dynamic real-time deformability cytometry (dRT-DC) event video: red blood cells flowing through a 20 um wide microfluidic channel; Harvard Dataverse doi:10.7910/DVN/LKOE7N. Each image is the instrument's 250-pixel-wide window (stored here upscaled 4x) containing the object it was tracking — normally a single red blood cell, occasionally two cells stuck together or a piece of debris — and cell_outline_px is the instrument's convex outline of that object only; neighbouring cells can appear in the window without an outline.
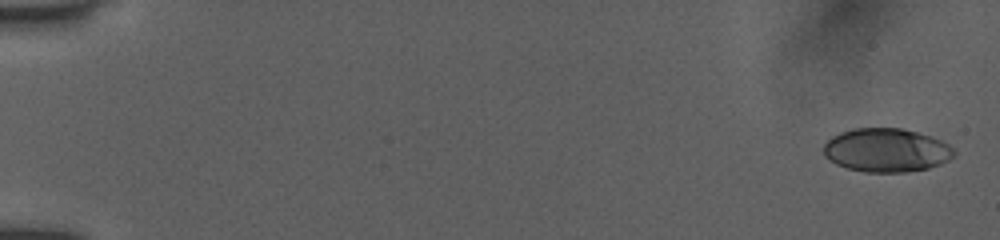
{"species": "human", "species_latin": "Homo sapiens", "temperature_condition": "room temperature", "stored_images_in_passage": 23, "camera_frame_rate_fps": 3000, "um_per_image_px": 0.085, "donor": {"sex": "female"}, "frame": {"image": 1, "passage_image": 1, "time_ms": 0.0, "image_size_px": [1000, 240], "cell_outline_px": [[956, 156], [940, 164], [928, 168], [904, 172], [864, 172], [848, 168], [836, 164], [824, 156], [824, 144], [832, 136], [840, 132], [852, 128], [904, 128], [940, 140], [948, 144], [956, 152]], "centroid_in_image_um": [75.33, 12.76], "position_along_channel_um": 9.7, "area_um2": 33.18}}
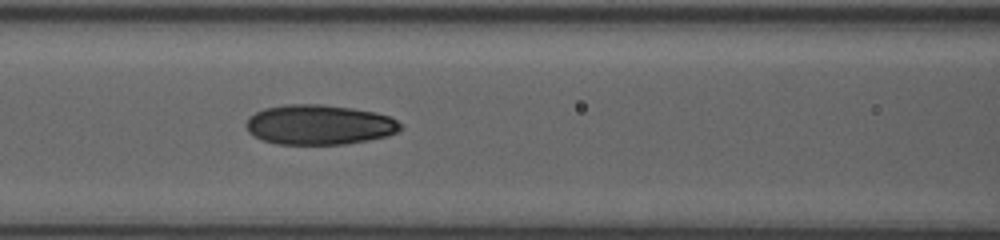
{"frame": {"image": 2, "passage_image": 17, "time_ms": 7.667, "image_size_px": [1000, 240], "cell_outline_px": [[400, 128], [396, 132], [388, 136], [368, 140], [344, 144], [276, 144], [264, 140], [248, 132], [244, 124], [248, 116], [264, 108], [284, 104], [320, 104], [352, 108], [376, 112], [388, 116], [396, 120], [400, 124]], "centroid_in_image_um": [27.09, 10.59], "position_along_channel_um": 139.5, "area_um2": 35.95}}
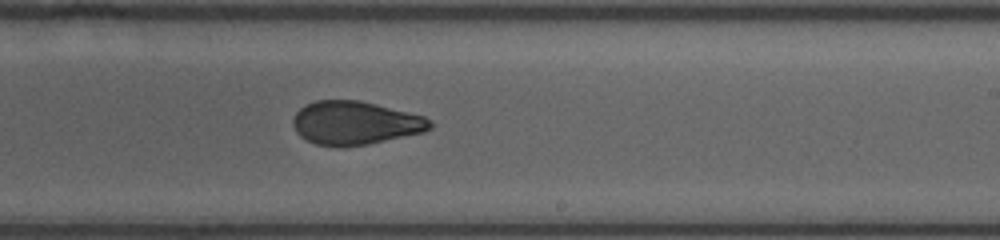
{"frame": {"image": 3, "passage_image": 23, "time_ms": 10.667, "image_size_px": [1000, 240], "cell_outline_px": [[432, 128], [424, 132], [368, 144], [344, 148], [336, 148], [316, 144], [300, 136], [296, 132], [292, 124], [292, 120], [296, 112], [300, 108], [316, 100], [360, 100], [424, 116], [432, 120]], "centroid_in_image_um": [30.18, 10.47], "position_along_channel_um": 258.8, "area_um2": 34.97}}